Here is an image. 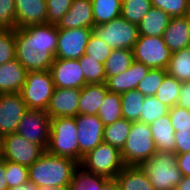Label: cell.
Here are the masks:
<instances>
[{"label": "cell", "mask_w": 190, "mask_h": 190, "mask_svg": "<svg viewBox=\"0 0 190 190\" xmlns=\"http://www.w3.org/2000/svg\"><path fill=\"white\" fill-rule=\"evenodd\" d=\"M0 190H8L6 178V160L0 158Z\"/></svg>", "instance_id": "47"}, {"label": "cell", "mask_w": 190, "mask_h": 190, "mask_svg": "<svg viewBox=\"0 0 190 190\" xmlns=\"http://www.w3.org/2000/svg\"><path fill=\"white\" fill-rule=\"evenodd\" d=\"M6 178L8 188L24 185L29 180L28 167L6 160Z\"/></svg>", "instance_id": "41"}, {"label": "cell", "mask_w": 190, "mask_h": 190, "mask_svg": "<svg viewBox=\"0 0 190 190\" xmlns=\"http://www.w3.org/2000/svg\"><path fill=\"white\" fill-rule=\"evenodd\" d=\"M94 27L121 16L122 0H91Z\"/></svg>", "instance_id": "27"}, {"label": "cell", "mask_w": 190, "mask_h": 190, "mask_svg": "<svg viewBox=\"0 0 190 190\" xmlns=\"http://www.w3.org/2000/svg\"><path fill=\"white\" fill-rule=\"evenodd\" d=\"M101 190H121L116 179H109L101 188Z\"/></svg>", "instance_id": "48"}, {"label": "cell", "mask_w": 190, "mask_h": 190, "mask_svg": "<svg viewBox=\"0 0 190 190\" xmlns=\"http://www.w3.org/2000/svg\"><path fill=\"white\" fill-rule=\"evenodd\" d=\"M157 151L175 152V130L169 113L149 124Z\"/></svg>", "instance_id": "24"}, {"label": "cell", "mask_w": 190, "mask_h": 190, "mask_svg": "<svg viewBox=\"0 0 190 190\" xmlns=\"http://www.w3.org/2000/svg\"><path fill=\"white\" fill-rule=\"evenodd\" d=\"M171 18L161 9L151 8L138 25L139 36L163 37Z\"/></svg>", "instance_id": "26"}, {"label": "cell", "mask_w": 190, "mask_h": 190, "mask_svg": "<svg viewBox=\"0 0 190 190\" xmlns=\"http://www.w3.org/2000/svg\"><path fill=\"white\" fill-rule=\"evenodd\" d=\"M37 190H71L70 185H62L57 187L38 186Z\"/></svg>", "instance_id": "51"}, {"label": "cell", "mask_w": 190, "mask_h": 190, "mask_svg": "<svg viewBox=\"0 0 190 190\" xmlns=\"http://www.w3.org/2000/svg\"><path fill=\"white\" fill-rule=\"evenodd\" d=\"M112 49L103 40L98 38L93 32L89 37L88 44L85 49V55L97 62L105 63Z\"/></svg>", "instance_id": "39"}, {"label": "cell", "mask_w": 190, "mask_h": 190, "mask_svg": "<svg viewBox=\"0 0 190 190\" xmlns=\"http://www.w3.org/2000/svg\"><path fill=\"white\" fill-rule=\"evenodd\" d=\"M49 71L55 87L82 89L87 84L78 59L54 58Z\"/></svg>", "instance_id": "15"}, {"label": "cell", "mask_w": 190, "mask_h": 190, "mask_svg": "<svg viewBox=\"0 0 190 190\" xmlns=\"http://www.w3.org/2000/svg\"><path fill=\"white\" fill-rule=\"evenodd\" d=\"M141 168L146 172L155 190H176L183 175L175 152L157 151Z\"/></svg>", "instance_id": "3"}, {"label": "cell", "mask_w": 190, "mask_h": 190, "mask_svg": "<svg viewBox=\"0 0 190 190\" xmlns=\"http://www.w3.org/2000/svg\"><path fill=\"white\" fill-rule=\"evenodd\" d=\"M177 164L183 177H190V152L177 154Z\"/></svg>", "instance_id": "46"}, {"label": "cell", "mask_w": 190, "mask_h": 190, "mask_svg": "<svg viewBox=\"0 0 190 190\" xmlns=\"http://www.w3.org/2000/svg\"><path fill=\"white\" fill-rule=\"evenodd\" d=\"M45 152L46 150L41 145L29 142L16 132L0 139V158L27 167Z\"/></svg>", "instance_id": "10"}, {"label": "cell", "mask_w": 190, "mask_h": 190, "mask_svg": "<svg viewBox=\"0 0 190 190\" xmlns=\"http://www.w3.org/2000/svg\"><path fill=\"white\" fill-rule=\"evenodd\" d=\"M167 74L165 69H150L147 75L138 83L136 89L146 97L154 96Z\"/></svg>", "instance_id": "38"}, {"label": "cell", "mask_w": 190, "mask_h": 190, "mask_svg": "<svg viewBox=\"0 0 190 190\" xmlns=\"http://www.w3.org/2000/svg\"><path fill=\"white\" fill-rule=\"evenodd\" d=\"M73 0H46L47 24L57 25L69 11Z\"/></svg>", "instance_id": "43"}, {"label": "cell", "mask_w": 190, "mask_h": 190, "mask_svg": "<svg viewBox=\"0 0 190 190\" xmlns=\"http://www.w3.org/2000/svg\"><path fill=\"white\" fill-rule=\"evenodd\" d=\"M58 29L94 28L91 0H73L69 11L57 24Z\"/></svg>", "instance_id": "19"}, {"label": "cell", "mask_w": 190, "mask_h": 190, "mask_svg": "<svg viewBox=\"0 0 190 190\" xmlns=\"http://www.w3.org/2000/svg\"><path fill=\"white\" fill-rule=\"evenodd\" d=\"M78 130L79 164L83 157L103 142L104 124L98 115L75 116Z\"/></svg>", "instance_id": "12"}, {"label": "cell", "mask_w": 190, "mask_h": 190, "mask_svg": "<svg viewBox=\"0 0 190 190\" xmlns=\"http://www.w3.org/2000/svg\"><path fill=\"white\" fill-rule=\"evenodd\" d=\"M151 8V0H122L121 16L128 22L139 25Z\"/></svg>", "instance_id": "35"}, {"label": "cell", "mask_w": 190, "mask_h": 190, "mask_svg": "<svg viewBox=\"0 0 190 190\" xmlns=\"http://www.w3.org/2000/svg\"><path fill=\"white\" fill-rule=\"evenodd\" d=\"M79 166L89 173L115 179L125 165L121 159V151L109 143L102 142L83 157Z\"/></svg>", "instance_id": "6"}, {"label": "cell", "mask_w": 190, "mask_h": 190, "mask_svg": "<svg viewBox=\"0 0 190 190\" xmlns=\"http://www.w3.org/2000/svg\"><path fill=\"white\" fill-rule=\"evenodd\" d=\"M15 0H0V29L16 28Z\"/></svg>", "instance_id": "44"}, {"label": "cell", "mask_w": 190, "mask_h": 190, "mask_svg": "<svg viewBox=\"0 0 190 190\" xmlns=\"http://www.w3.org/2000/svg\"><path fill=\"white\" fill-rule=\"evenodd\" d=\"M80 95L81 89L55 87L46 109L47 114L51 118L75 117L78 115Z\"/></svg>", "instance_id": "16"}, {"label": "cell", "mask_w": 190, "mask_h": 190, "mask_svg": "<svg viewBox=\"0 0 190 190\" xmlns=\"http://www.w3.org/2000/svg\"><path fill=\"white\" fill-rule=\"evenodd\" d=\"M167 73L180 82L190 81V46L172 52Z\"/></svg>", "instance_id": "29"}, {"label": "cell", "mask_w": 190, "mask_h": 190, "mask_svg": "<svg viewBox=\"0 0 190 190\" xmlns=\"http://www.w3.org/2000/svg\"><path fill=\"white\" fill-rule=\"evenodd\" d=\"M188 16L190 17V1H189V10H188Z\"/></svg>", "instance_id": "52"}, {"label": "cell", "mask_w": 190, "mask_h": 190, "mask_svg": "<svg viewBox=\"0 0 190 190\" xmlns=\"http://www.w3.org/2000/svg\"><path fill=\"white\" fill-rule=\"evenodd\" d=\"M134 61L143 63L150 69L167 70L172 52L163 37L139 36L133 46Z\"/></svg>", "instance_id": "9"}, {"label": "cell", "mask_w": 190, "mask_h": 190, "mask_svg": "<svg viewBox=\"0 0 190 190\" xmlns=\"http://www.w3.org/2000/svg\"><path fill=\"white\" fill-rule=\"evenodd\" d=\"M177 106L190 111V81L182 82L180 98L178 99Z\"/></svg>", "instance_id": "45"}, {"label": "cell", "mask_w": 190, "mask_h": 190, "mask_svg": "<svg viewBox=\"0 0 190 190\" xmlns=\"http://www.w3.org/2000/svg\"><path fill=\"white\" fill-rule=\"evenodd\" d=\"M98 117L104 126L110 125L122 117L121 97L119 93L108 91L98 111Z\"/></svg>", "instance_id": "32"}, {"label": "cell", "mask_w": 190, "mask_h": 190, "mask_svg": "<svg viewBox=\"0 0 190 190\" xmlns=\"http://www.w3.org/2000/svg\"><path fill=\"white\" fill-rule=\"evenodd\" d=\"M78 167L79 163L71 158L45 152L28 167L29 181L37 186L47 187L70 185L73 172Z\"/></svg>", "instance_id": "2"}, {"label": "cell", "mask_w": 190, "mask_h": 190, "mask_svg": "<svg viewBox=\"0 0 190 190\" xmlns=\"http://www.w3.org/2000/svg\"><path fill=\"white\" fill-rule=\"evenodd\" d=\"M51 117L44 110L28 109L21 118L16 133L45 150L50 136Z\"/></svg>", "instance_id": "11"}, {"label": "cell", "mask_w": 190, "mask_h": 190, "mask_svg": "<svg viewBox=\"0 0 190 190\" xmlns=\"http://www.w3.org/2000/svg\"><path fill=\"white\" fill-rule=\"evenodd\" d=\"M109 90L104 83L86 84L81 89L78 114L98 115V111Z\"/></svg>", "instance_id": "23"}, {"label": "cell", "mask_w": 190, "mask_h": 190, "mask_svg": "<svg viewBox=\"0 0 190 190\" xmlns=\"http://www.w3.org/2000/svg\"><path fill=\"white\" fill-rule=\"evenodd\" d=\"M150 68L143 63L133 61L130 67L121 74L106 77L107 89L115 93H123L137 88L138 83L147 75Z\"/></svg>", "instance_id": "18"}, {"label": "cell", "mask_w": 190, "mask_h": 190, "mask_svg": "<svg viewBox=\"0 0 190 190\" xmlns=\"http://www.w3.org/2000/svg\"><path fill=\"white\" fill-rule=\"evenodd\" d=\"M132 121L121 118L114 123L104 127L103 142L109 143L118 150L125 146L127 137L130 133Z\"/></svg>", "instance_id": "30"}, {"label": "cell", "mask_w": 190, "mask_h": 190, "mask_svg": "<svg viewBox=\"0 0 190 190\" xmlns=\"http://www.w3.org/2000/svg\"><path fill=\"white\" fill-rule=\"evenodd\" d=\"M176 190H190V177H183Z\"/></svg>", "instance_id": "50"}, {"label": "cell", "mask_w": 190, "mask_h": 190, "mask_svg": "<svg viewBox=\"0 0 190 190\" xmlns=\"http://www.w3.org/2000/svg\"><path fill=\"white\" fill-rule=\"evenodd\" d=\"M27 70L14 58L0 65V94L20 93Z\"/></svg>", "instance_id": "22"}, {"label": "cell", "mask_w": 190, "mask_h": 190, "mask_svg": "<svg viewBox=\"0 0 190 190\" xmlns=\"http://www.w3.org/2000/svg\"><path fill=\"white\" fill-rule=\"evenodd\" d=\"M78 62L87 84L104 83L106 81L103 63L97 62L85 54L78 59Z\"/></svg>", "instance_id": "36"}, {"label": "cell", "mask_w": 190, "mask_h": 190, "mask_svg": "<svg viewBox=\"0 0 190 190\" xmlns=\"http://www.w3.org/2000/svg\"><path fill=\"white\" fill-rule=\"evenodd\" d=\"M140 115V122L151 124L160 117L167 115L170 108L161 103L155 96L145 97Z\"/></svg>", "instance_id": "37"}, {"label": "cell", "mask_w": 190, "mask_h": 190, "mask_svg": "<svg viewBox=\"0 0 190 190\" xmlns=\"http://www.w3.org/2000/svg\"><path fill=\"white\" fill-rule=\"evenodd\" d=\"M134 61L133 52L130 49H112L104 63L106 77L121 74L126 71Z\"/></svg>", "instance_id": "31"}, {"label": "cell", "mask_w": 190, "mask_h": 190, "mask_svg": "<svg viewBox=\"0 0 190 190\" xmlns=\"http://www.w3.org/2000/svg\"><path fill=\"white\" fill-rule=\"evenodd\" d=\"M157 148L152 138L149 124L132 122L125 146L121 150V159L126 166H141L148 161Z\"/></svg>", "instance_id": "5"}, {"label": "cell", "mask_w": 190, "mask_h": 190, "mask_svg": "<svg viewBox=\"0 0 190 190\" xmlns=\"http://www.w3.org/2000/svg\"><path fill=\"white\" fill-rule=\"evenodd\" d=\"M190 0H151L154 8L161 9L171 17L188 15Z\"/></svg>", "instance_id": "42"}, {"label": "cell", "mask_w": 190, "mask_h": 190, "mask_svg": "<svg viewBox=\"0 0 190 190\" xmlns=\"http://www.w3.org/2000/svg\"><path fill=\"white\" fill-rule=\"evenodd\" d=\"M15 29H0V65L15 58Z\"/></svg>", "instance_id": "40"}, {"label": "cell", "mask_w": 190, "mask_h": 190, "mask_svg": "<svg viewBox=\"0 0 190 190\" xmlns=\"http://www.w3.org/2000/svg\"><path fill=\"white\" fill-rule=\"evenodd\" d=\"M93 33L108 44L111 49L132 50L139 38L138 25L128 22L122 16L95 26Z\"/></svg>", "instance_id": "8"}, {"label": "cell", "mask_w": 190, "mask_h": 190, "mask_svg": "<svg viewBox=\"0 0 190 190\" xmlns=\"http://www.w3.org/2000/svg\"><path fill=\"white\" fill-rule=\"evenodd\" d=\"M16 28L47 24L46 0H15Z\"/></svg>", "instance_id": "17"}, {"label": "cell", "mask_w": 190, "mask_h": 190, "mask_svg": "<svg viewBox=\"0 0 190 190\" xmlns=\"http://www.w3.org/2000/svg\"><path fill=\"white\" fill-rule=\"evenodd\" d=\"M38 186L31 181H27L24 185L8 188V190H37Z\"/></svg>", "instance_id": "49"}, {"label": "cell", "mask_w": 190, "mask_h": 190, "mask_svg": "<svg viewBox=\"0 0 190 190\" xmlns=\"http://www.w3.org/2000/svg\"><path fill=\"white\" fill-rule=\"evenodd\" d=\"M54 89L55 85L49 70L27 71L20 94L27 109L46 111Z\"/></svg>", "instance_id": "7"}, {"label": "cell", "mask_w": 190, "mask_h": 190, "mask_svg": "<svg viewBox=\"0 0 190 190\" xmlns=\"http://www.w3.org/2000/svg\"><path fill=\"white\" fill-rule=\"evenodd\" d=\"M93 29H58V44L55 58L77 60L84 55Z\"/></svg>", "instance_id": "13"}, {"label": "cell", "mask_w": 190, "mask_h": 190, "mask_svg": "<svg viewBox=\"0 0 190 190\" xmlns=\"http://www.w3.org/2000/svg\"><path fill=\"white\" fill-rule=\"evenodd\" d=\"M182 82L167 74L161 86L154 95L161 103L172 108L177 105L180 98Z\"/></svg>", "instance_id": "34"}, {"label": "cell", "mask_w": 190, "mask_h": 190, "mask_svg": "<svg viewBox=\"0 0 190 190\" xmlns=\"http://www.w3.org/2000/svg\"><path fill=\"white\" fill-rule=\"evenodd\" d=\"M27 110L20 93L0 94V139L16 132Z\"/></svg>", "instance_id": "14"}, {"label": "cell", "mask_w": 190, "mask_h": 190, "mask_svg": "<svg viewBox=\"0 0 190 190\" xmlns=\"http://www.w3.org/2000/svg\"><path fill=\"white\" fill-rule=\"evenodd\" d=\"M46 152L54 156L68 157L79 163L78 130L75 117L51 118Z\"/></svg>", "instance_id": "4"}, {"label": "cell", "mask_w": 190, "mask_h": 190, "mask_svg": "<svg viewBox=\"0 0 190 190\" xmlns=\"http://www.w3.org/2000/svg\"><path fill=\"white\" fill-rule=\"evenodd\" d=\"M163 39L171 52L190 46V17H172L163 33Z\"/></svg>", "instance_id": "20"}, {"label": "cell", "mask_w": 190, "mask_h": 190, "mask_svg": "<svg viewBox=\"0 0 190 190\" xmlns=\"http://www.w3.org/2000/svg\"><path fill=\"white\" fill-rule=\"evenodd\" d=\"M169 116L175 130V153L190 152V111L176 105L170 108Z\"/></svg>", "instance_id": "21"}, {"label": "cell", "mask_w": 190, "mask_h": 190, "mask_svg": "<svg viewBox=\"0 0 190 190\" xmlns=\"http://www.w3.org/2000/svg\"><path fill=\"white\" fill-rule=\"evenodd\" d=\"M121 190H155L141 166H124L116 175Z\"/></svg>", "instance_id": "25"}, {"label": "cell", "mask_w": 190, "mask_h": 190, "mask_svg": "<svg viewBox=\"0 0 190 190\" xmlns=\"http://www.w3.org/2000/svg\"><path fill=\"white\" fill-rule=\"evenodd\" d=\"M79 169L80 166L73 172L70 182L71 190H101L102 186L109 180L84 169L79 171Z\"/></svg>", "instance_id": "33"}, {"label": "cell", "mask_w": 190, "mask_h": 190, "mask_svg": "<svg viewBox=\"0 0 190 190\" xmlns=\"http://www.w3.org/2000/svg\"><path fill=\"white\" fill-rule=\"evenodd\" d=\"M120 97L122 117L132 122L139 121L146 96L134 89L121 93Z\"/></svg>", "instance_id": "28"}, {"label": "cell", "mask_w": 190, "mask_h": 190, "mask_svg": "<svg viewBox=\"0 0 190 190\" xmlns=\"http://www.w3.org/2000/svg\"><path fill=\"white\" fill-rule=\"evenodd\" d=\"M15 43V58L27 71L50 70L58 44L57 25L15 28Z\"/></svg>", "instance_id": "1"}]
</instances>
